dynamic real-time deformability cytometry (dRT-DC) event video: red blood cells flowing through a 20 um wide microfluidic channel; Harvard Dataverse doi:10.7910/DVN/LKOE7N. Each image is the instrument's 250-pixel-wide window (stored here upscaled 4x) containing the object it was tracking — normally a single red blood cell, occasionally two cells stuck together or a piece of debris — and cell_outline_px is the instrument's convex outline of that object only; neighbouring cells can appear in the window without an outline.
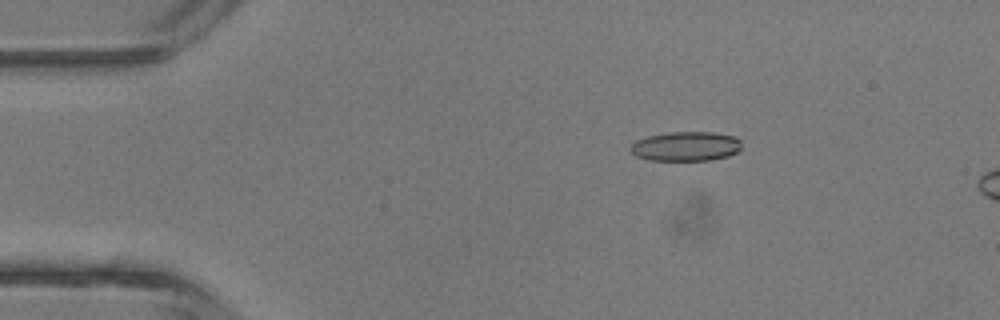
{"species": "common noctule bat (a hibernating species)", "species_latin": "Nyctalus noctula", "temperature_condition": "room temperature", "stored_images_in_passage": 4, "camera_frame_rate_fps": 3000, "um_per_image_px": 0.085, "animal": {"sex": "male", "body_mass_g": 13.3}, "frame": {"image": 1, "passage_image": 2, "time_ms": 1.333, "image_size_px": [1000, 320], "cell_outline_px": [[740, 148], [736, 152], [728, 156], [712, 160], [648, 160], [636, 156], [628, 148], [636, 140], [648, 136], [668, 132], [712, 132], [736, 136], [740, 140]], "centroid_in_image_um": [58.29, 12.43], "position_along_channel_um": 26.7, "area_um2": 19.13}}